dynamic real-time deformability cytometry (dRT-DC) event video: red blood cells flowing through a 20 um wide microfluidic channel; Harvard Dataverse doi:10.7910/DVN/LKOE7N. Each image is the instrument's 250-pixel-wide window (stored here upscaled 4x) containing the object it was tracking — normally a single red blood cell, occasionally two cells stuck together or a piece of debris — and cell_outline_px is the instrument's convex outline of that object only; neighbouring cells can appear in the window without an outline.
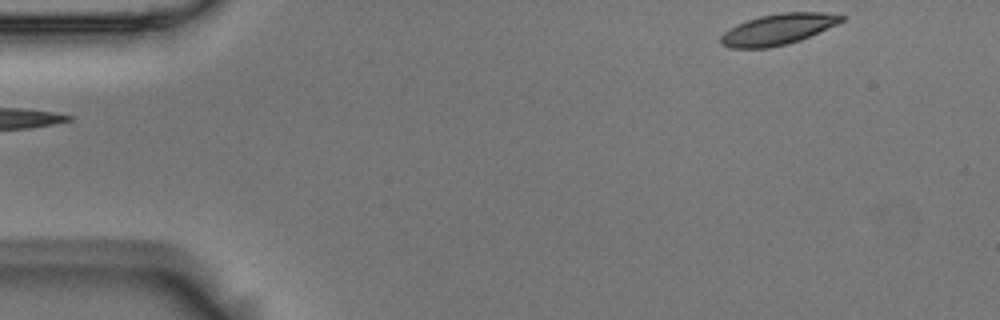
{"species": "Egyptian fruit bat (a non-hibernating species)", "species_latin": "Rousettus aegyptiacus", "temperature_condition": "room temperature", "stored_images_in_passage": 5, "segment_of_instrument_passage": [2, 2], "camera_frame_rate_fps": 3000, "um_per_image_px": 0.085, "animal": {"sex": "male"}, "frame": {"image": 1, "passage_image": 5, "time_ms": 1.333, "image_size_px": [1000, 320], "cell_outline_px": [[844, 20], [836, 24], [800, 40], [788, 44], [768, 48], [732, 48], [720, 44], [720, 36], [728, 28], [736, 24], [760, 16], [780, 12], [820, 12], [844, 16]], "centroid_in_image_um": [66.07, 2.49], "position_along_channel_um": 18.9, "area_um2": 21.62}}